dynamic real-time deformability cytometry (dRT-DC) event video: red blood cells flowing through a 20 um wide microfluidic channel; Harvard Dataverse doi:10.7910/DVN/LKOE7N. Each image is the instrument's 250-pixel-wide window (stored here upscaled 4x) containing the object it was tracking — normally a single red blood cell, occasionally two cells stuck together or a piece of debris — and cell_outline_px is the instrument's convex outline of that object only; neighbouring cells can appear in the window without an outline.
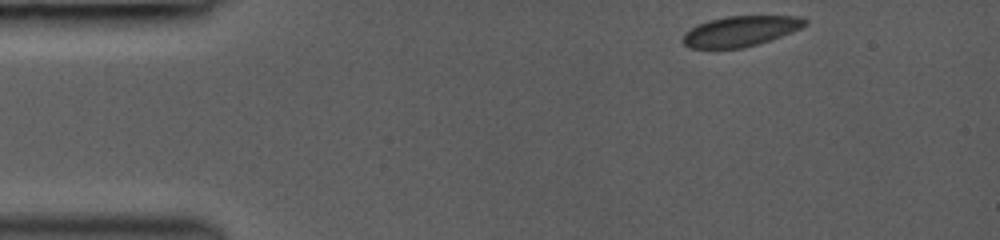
{"species": "common noctule bat (a hibernating species)", "species_latin": "Nyctalus noctula", "temperature_condition": "room temperature", "stored_images_in_passage": 16, "camera_frame_rate_fps": 3000, "um_per_image_px": 0.085, "animal": {"sex": "female", "body_mass_g": 19.0, "forearm_length_mm": 53.3}, "frame": {"image": 1, "passage_image": 1, "time_ms": 0.0, "image_size_px": [1000, 240], "cell_outline_px": [[808, 24], [792, 32], [772, 40], [744, 48], [688, 48], [680, 40], [684, 32], [708, 20], [728, 16], [800, 16], [808, 20]], "centroid_in_image_um": [62.95, 2.65], "position_along_channel_um": 22.1, "area_um2": 21.79}}
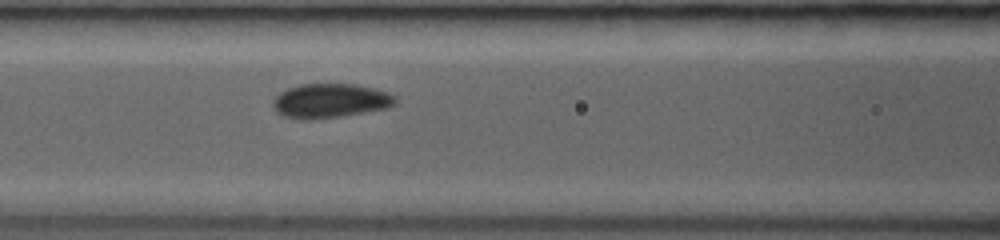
{"frame": {"image": 2, "passage_image": 14, "time_ms": 4.667, "image_size_px": [1000, 240], "cell_outline_px": [[396, 104], [388, 108], [340, 116], [312, 120], [296, 120], [280, 116], [276, 112], [272, 104], [276, 96], [280, 92], [288, 88], [300, 84], [356, 84], [388, 92], [396, 96]], "centroid_in_image_um": [28.04, 8.58], "position_along_channel_um": 138.6, "area_um2": 24.74}}
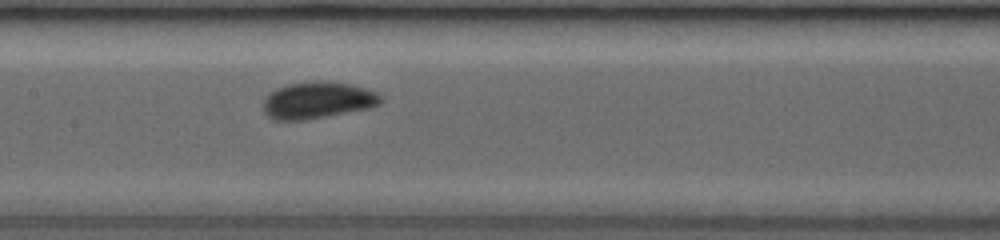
{"frame": {"image": 3, "passage_image": 16, "time_ms": 5.667, "image_size_px": [1000, 240], "cell_outline_px": [[384, 100], [380, 104], [372, 108], [304, 120], [276, 120], [268, 116], [264, 112], [264, 100], [276, 88], [288, 84], [316, 80], [324, 80], [352, 84], [376, 92]], "centroid_in_image_um": [27.04, 8.51], "position_along_channel_um": 180.4, "area_um2": 25.26}}